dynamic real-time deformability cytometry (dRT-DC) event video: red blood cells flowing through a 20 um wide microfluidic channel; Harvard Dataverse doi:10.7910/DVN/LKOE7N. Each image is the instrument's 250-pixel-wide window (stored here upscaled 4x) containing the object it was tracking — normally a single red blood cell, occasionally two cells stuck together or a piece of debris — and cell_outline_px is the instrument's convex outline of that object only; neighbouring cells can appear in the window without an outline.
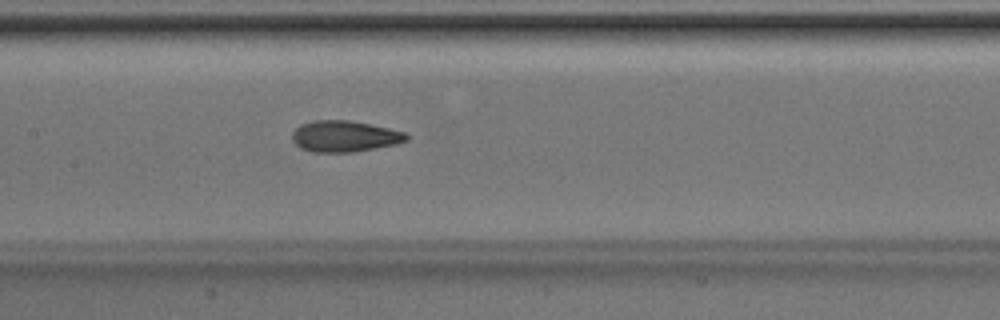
{"species": "Egyptian fruit bat (a non-hibernating species)", "species_latin": "Rousettus aegyptiacus", "temperature_condition": "room temperature", "stored_images_in_passage": 43, "camera_frame_rate_fps": 3000, "um_per_image_px": 0.085, "animal": {"sex": "male"}, "frame": {"image": 1, "passage_image": 24, "time_ms": 7.667, "image_size_px": [1000, 320], "cell_outline_px": [[408, 140], [396, 144], [376, 148], [352, 152], [312, 152], [300, 148], [292, 140], [292, 132], [300, 124], [312, 120], [352, 120], [388, 128], [404, 132], [408, 136]], "centroid_in_image_um": [29.26, 11.58], "position_along_channel_um": 178.1, "area_um2": 20.87}}
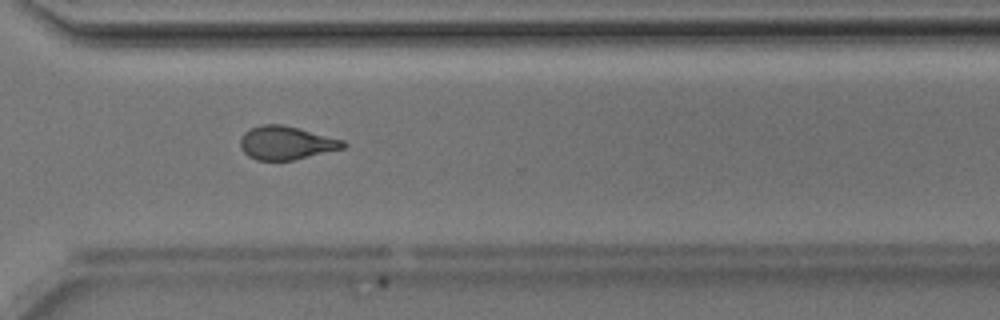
{"frame": {"image": 2, "passage_image": 36, "time_ms": 11.667, "image_size_px": [1000, 320], "cell_outline_px": [[348, 144], [344, 148], [292, 160], [256, 160], [248, 156], [240, 148], [240, 140], [244, 132], [260, 124], [284, 124], [344, 140]], "centroid_in_image_um": [24.32, 12.14], "position_along_channel_um": 346.3, "area_um2": 20.06}}
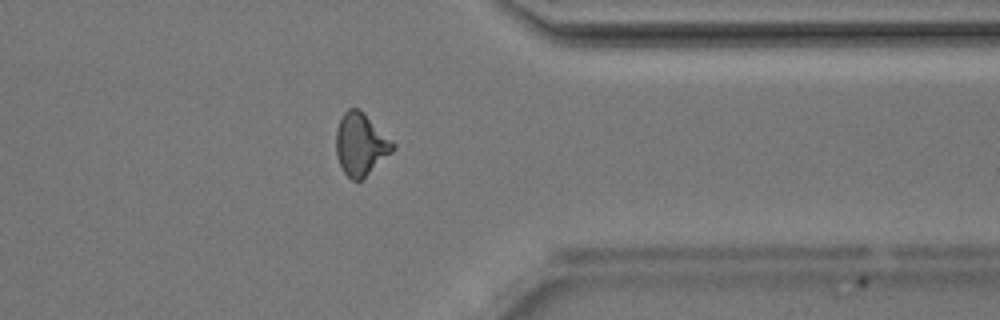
{"frame": {"image": 3, "passage_image": 39, "time_ms": 12.667, "image_size_px": [1000, 320], "cell_outline_px": [[396, 148], [392, 152], [360, 180], [352, 180], [344, 172], [336, 156], [336, 128], [344, 112], [348, 108], [360, 108], [396, 144]], "centroid_in_image_um": [30.66, 12.23], "position_along_channel_um": 380.7, "area_um2": 20.52}}